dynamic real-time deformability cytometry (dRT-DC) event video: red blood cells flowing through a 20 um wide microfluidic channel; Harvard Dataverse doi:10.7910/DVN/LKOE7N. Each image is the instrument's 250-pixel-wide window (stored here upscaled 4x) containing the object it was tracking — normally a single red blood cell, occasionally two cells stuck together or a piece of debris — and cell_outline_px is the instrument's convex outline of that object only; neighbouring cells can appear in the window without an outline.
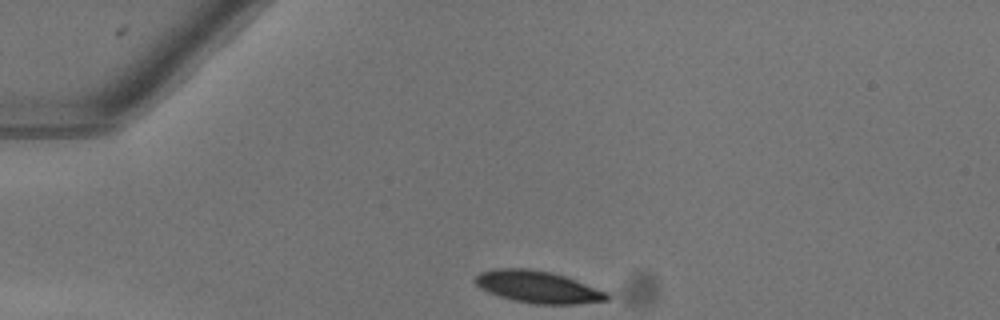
{"species": "common noctule bat (a hibernating species)", "species_latin": "Nyctalus noctula", "temperature_condition": "warm", "stored_images_in_passage": 40, "camera_frame_rate_fps": 3000, "um_per_image_px": 0.085, "animal": {"sex": "female"}, "frame": {"image": 1, "passage_image": 1, "time_ms": 0.0, "image_size_px": [1000, 320], "cell_outline_px": [[608, 300], [576, 304], [536, 304], [512, 300], [488, 292], [480, 288], [472, 280], [480, 272], [496, 268], [528, 268], [552, 272], [576, 280], [608, 292]], "centroid_in_image_um": [45.69, 24.38], "position_along_channel_um": 39.3, "area_um2": 24.62}}
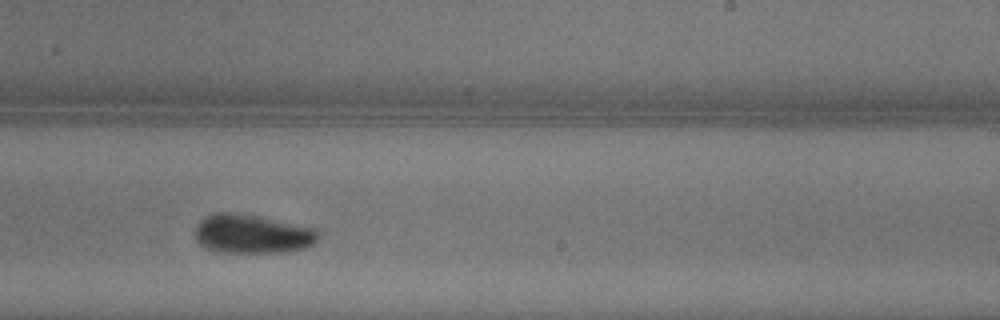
{"frame": {"image": 2, "passage_image": 21, "time_ms": 6.667, "image_size_px": [1000, 320], "cell_outline_px": [[320, 236], [312, 244], [304, 248], [280, 252], [224, 252], [208, 248], [200, 244], [196, 240], [196, 224], [200, 220], [208, 216], [220, 212], [236, 212], [260, 216], [316, 228], [320, 232]], "centroid_in_image_um": [21.46, 19.86], "position_along_channel_um": 267.5, "area_um2": 27.86}}
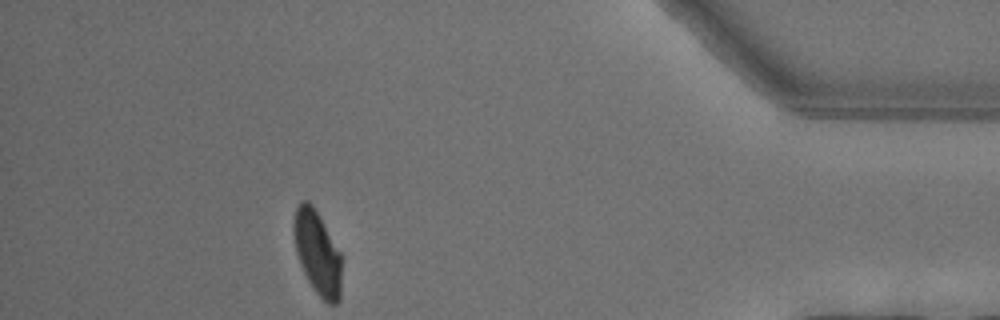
{"frame": {"image": 3, "passage_image": 35, "time_ms": 11.333, "image_size_px": [1000, 320], "cell_outline_px": [[340, 300], [336, 304], [328, 304], [316, 292], [308, 280], [300, 264], [296, 252], [292, 232], [292, 224], [296, 208], [300, 200], [308, 200], [312, 204], [340, 252]], "centroid_in_image_um": [26.94, 21.46], "position_along_channel_um": 408.3, "area_um2": 23.18}, "authors_computed_cell_mechanics": {"area_um2": 25.3164, "velocity_mm_per_s": 4.0529, "shape_relaxation_time_tau1_ms": 3.2541, "shape_relaxation_time_tau2_ms": null, "deformation_change_tau1": 0.139, "deformation_change_tau2": null}}